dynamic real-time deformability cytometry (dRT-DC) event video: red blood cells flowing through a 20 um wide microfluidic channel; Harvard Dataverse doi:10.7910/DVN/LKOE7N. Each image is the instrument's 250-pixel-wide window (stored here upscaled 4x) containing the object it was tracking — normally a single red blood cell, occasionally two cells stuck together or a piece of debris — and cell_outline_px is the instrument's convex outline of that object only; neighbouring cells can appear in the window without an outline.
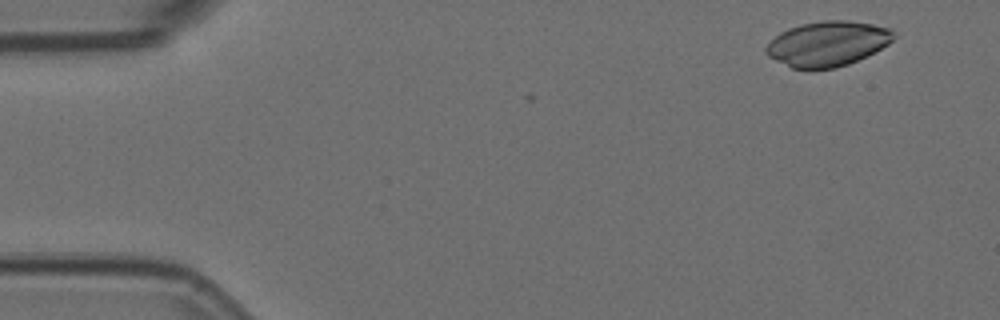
{"species": "Egyptian fruit bat (a non-hibernating species)", "species_latin": "Rousettus aegyptiacus", "temperature_condition": "room temperature", "stored_images_in_passage": 6, "camera_frame_rate_fps": 3000, "um_per_image_px": 0.085, "animal": {"sex": "female"}, "frame": {"image": 1, "passage_image": 1, "time_ms": 0.0, "image_size_px": [1000, 320], "cell_outline_px": [[896, 36], [888, 44], [848, 64], [836, 68], [792, 68], [768, 56], [764, 52], [764, 48], [780, 32], [788, 28], [800, 24], [824, 20], [848, 20], [872, 24], [892, 28], [896, 32]], "centroid_in_image_um": [70.34, 3.69], "position_along_channel_um": 14.7, "area_um2": 33.23}}